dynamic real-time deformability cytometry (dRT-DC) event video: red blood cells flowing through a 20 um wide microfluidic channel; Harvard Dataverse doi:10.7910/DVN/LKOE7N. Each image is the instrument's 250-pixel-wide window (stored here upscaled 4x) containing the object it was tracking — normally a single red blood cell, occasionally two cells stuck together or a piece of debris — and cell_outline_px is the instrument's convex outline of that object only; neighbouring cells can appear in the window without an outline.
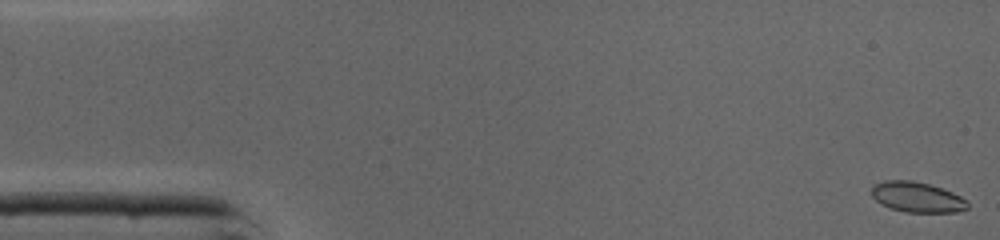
{"species": "common noctule bat (a hibernating species)", "species_latin": "Nyctalus noctula", "temperature_condition": "cold", "stored_images_in_passage": 46, "camera_frame_rate_fps": 3000, "um_per_image_px": 0.085, "animal": {"sex": "male", "body_mass_g": 19.0, "forearm_length_mm": 50.8}, "frame": {"image": 1, "passage_image": 1, "time_ms": 0.0, "image_size_px": [1000, 240], "cell_outline_px": [[968, 208], [956, 212], [904, 212], [880, 204], [872, 196], [872, 184], [884, 180], [912, 180], [928, 184], [952, 192], [968, 200]], "centroid_in_image_um": [77.93, 16.75], "position_along_channel_um": 7.1, "area_um2": 16.99}}
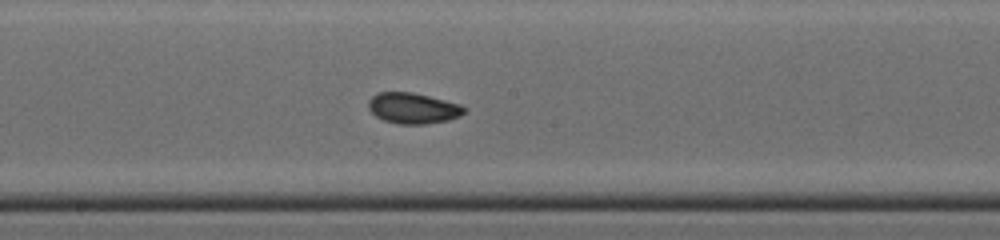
{"frame": {"image": 2, "passage_image": 24, "time_ms": 7.667, "image_size_px": [1000, 240], "cell_outline_px": [[464, 112], [460, 116], [448, 120], [424, 124], [396, 124], [384, 120], [376, 116], [368, 108], [368, 100], [376, 92], [412, 92], [460, 104], [464, 108]], "centroid_in_image_um": [35.06, 9.19], "position_along_channel_um": 213.1, "area_um2": 17.11}}
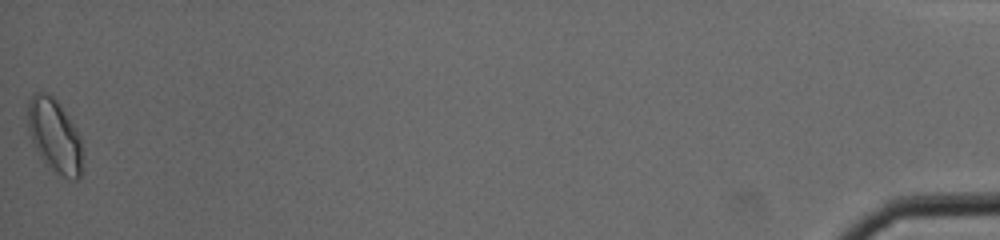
{"frame": {"image": 3, "passage_image": 46, "time_ms": 15.0, "image_size_px": [1000, 240], "cell_outline_px": [[80, 176], [76, 180], [72, 180], [56, 172], [40, 156], [28, 132], [28, 100], [36, 92], [44, 92], [52, 96], [60, 104], [76, 128], [80, 136]], "centroid_in_image_um": [4.62, 11.49], "position_along_channel_um": 430.6, "area_um2": 22.83}, "authors_computed_cell_mechanics": {"area_um2": 17.1666, "velocity_mm_per_s": 4.3526, "shape_relaxation_time_tau1_ms": 3.1215, "shape_relaxation_time_tau2_ms": 0.9907, "deformation_change_tau1": 0.112, "deformation_change_tau2": 0.0427}}